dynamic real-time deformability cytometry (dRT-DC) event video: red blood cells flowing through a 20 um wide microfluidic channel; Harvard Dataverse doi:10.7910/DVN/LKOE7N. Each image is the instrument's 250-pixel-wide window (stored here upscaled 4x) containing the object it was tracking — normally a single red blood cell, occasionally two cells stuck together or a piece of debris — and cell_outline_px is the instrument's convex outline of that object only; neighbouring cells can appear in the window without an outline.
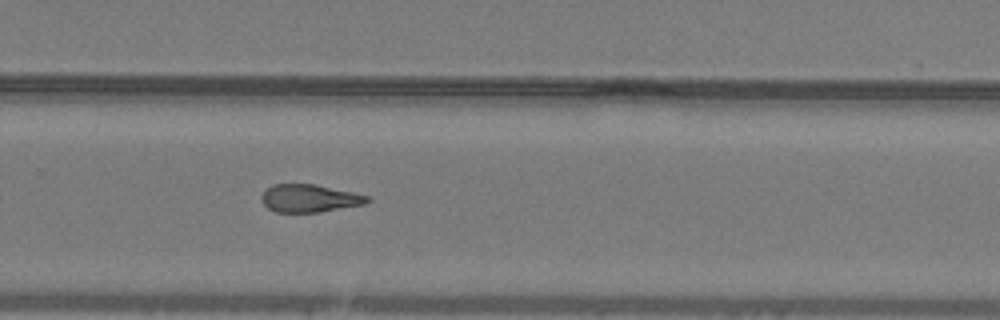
{"species": "common noctule bat (a hibernating species)", "species_latin": "Nyctalus noctula", "temperature_condition": "warm", "stored_images_in_passage": 36, "camera_frame_rate_fps": 3000, "um_per_image_px": 0.085, "animal": {"sex": "male", "body_mass_g": 19.2, "forearm_length_mm": 51.8}, "frame": {"image": 1, "passage_image": 21, "time_ms": 6.667, "image_size_px": [1000, 320], "cell_outline_px": [[372, 200], [364, 204], [320, 212], [276, 212], [268, 208], [264, 204], [260, 196], [272, 184], [312, 184], [352, 192], [368, 196]], "centroid_in_image_um": [26.3, 16.86], "position_along_channel_um": 303.5, "area_um2": 16.94}, "authors_computed_cell_mechanics": {"area_um2": 17.9758, "velocity_mm_per_s": 4.0543, "shape_relaxation_time_tau1_ms": null, "shape_relaxation_time_tau2_ms": 3.8967, "deformation_change_tau1": null, "deformation_change_tau2": 0.1417}}